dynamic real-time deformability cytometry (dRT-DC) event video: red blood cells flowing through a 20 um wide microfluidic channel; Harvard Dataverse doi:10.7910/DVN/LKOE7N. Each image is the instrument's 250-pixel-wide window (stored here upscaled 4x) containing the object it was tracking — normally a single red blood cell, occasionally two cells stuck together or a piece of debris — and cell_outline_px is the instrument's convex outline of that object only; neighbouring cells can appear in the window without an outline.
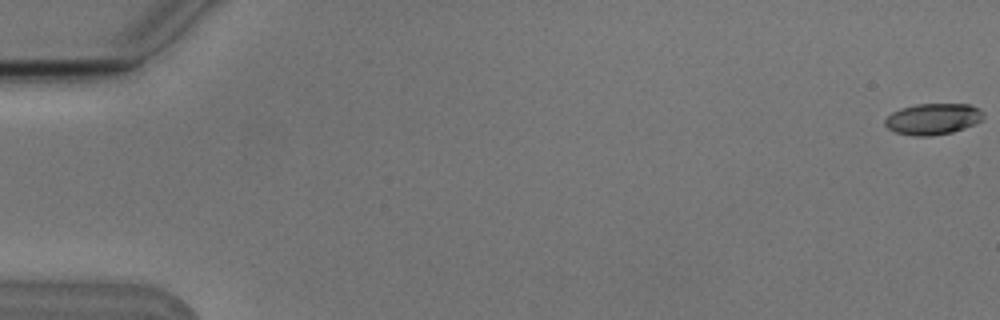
{"species": "Egyptian fruit bat (a non-hibernating species)", "species_latin": "Rousettus aegyptiacus", "temperature_condition": "cold", "stored_images_in_passage": 7, "camera_frame_rate_fps": 3000, "um_per_image_px": 0.085, "animal": {"sex": "male"}, "frame": {"image": 1, "passage_image": 1, "time_ms": 0.0, "image_size_px": [1000, 320], "cell_outline_px": [[984, 116], [980, 120], [964, 128], [952, 132], [932, 136], [916, 136], [896, 132], [888, 128], [884, 124], [884, 120], [892, 112], [900, 108], [916, 104], [968, 104], [980, 108], [984, 112]], "centroid_in_image_um": [79.29, 10.1], "position_along_channel_um": 5.7, "area_um2": 17.86}}
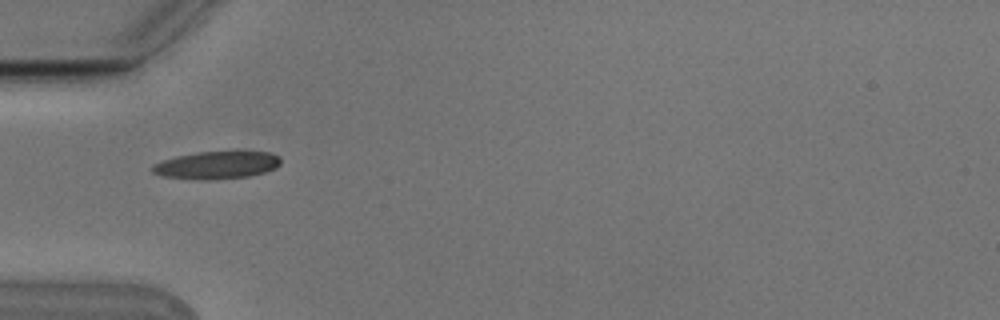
{"frame": {"image": 2, "passage_image": 6, "time_ms": 1.667, "image_size_px": [1000, 320], "cell_outline_px": [[280, 164], [276, 168], [264, 172], [248, 176], [208, 180], [204, 180], [160, 176], [152, 172], [148, 168], [152, 164], [176, 156], [200, 152], [236, 148], [268, 152], [280, 156]], "centroid_in_image_um": [18.45, 13.98], "position_along_channel_um": 66.6, "area_um2": 21.56}}